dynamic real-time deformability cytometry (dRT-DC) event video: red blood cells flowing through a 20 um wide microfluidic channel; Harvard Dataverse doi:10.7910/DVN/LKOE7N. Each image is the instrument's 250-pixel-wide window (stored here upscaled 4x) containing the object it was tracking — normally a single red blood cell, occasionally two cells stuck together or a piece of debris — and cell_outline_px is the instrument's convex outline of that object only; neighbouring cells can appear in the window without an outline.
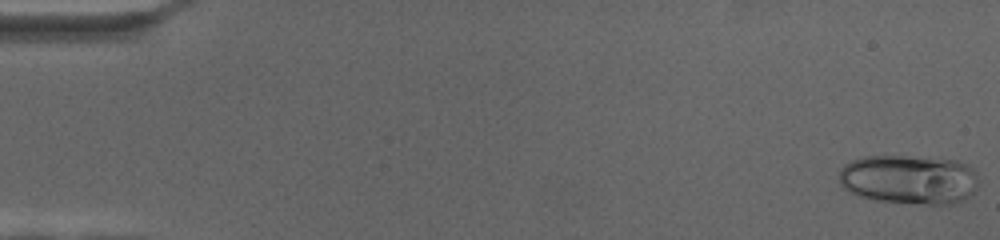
{"species": "human", "species_latin": "Homo sapiens", "temperature_condition": "cold", "stored_images_in_passage": 69, "camera_frame_rate_fps": 3000, "um_per_image_px": 0.085, "donor": {"sex": "female"}, "frame": {"image": 1, "passage_image": 1, "time_ms": 0.0, "image_size_px": [1000, 240], "cell_outline_px": [[976, 188], [964, 200], [948, 204], [928, 204], [872, 200], [856, 196], [844, 188], [840, 184], [840, 168], [844, 164], [852, 160], [864, 156], [904, 156], [956, 160], [968, 164], [976, 172]], "centroid_in_image_um": [77.24, 15.25], "position_along_channel_um": 7.8, "area_um2": 40.23}}
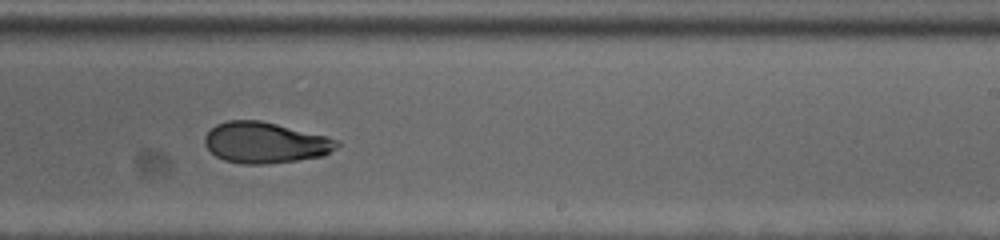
{"frame": {"image": 2, "passage_image": 43, "time_ms": 14.0, "image_size_px": [1000, 240], "cell_outline_px": [[340, 144], [336, 148], [324, 156], [296, 160], [264, 164], [244, 164], [224, 160], [216, 156], [204, 144], [204, 136], [216, 124], [228, 120], [260, 120], [328, 136], [340, 140]], "centroid_in_image_um": [22.56, 12.12], "position_along_channel_um": 266.4, "area_um2": 31.62}}
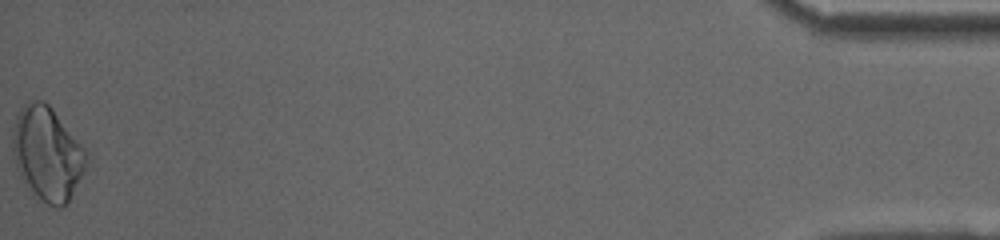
{"frame": {"image": 3, "passage_image": 69, "time_ms": 22.667, "image_size_px": [1000, 240], "cell_outline_px": [[88, 156], [84, 168], [68, 204], [60, 208], [56, 208], [48, 204], [32, 192], [24, 184], [20, 176], [16, 164], [12, 148], [12, 136], [16, 116], [20, 108], [28, 100], [44, 100], [52, 108], [88, 152]], "centroid_in_image_um": [4.01, 13.04], "position_along_channel_um": 431.2, "area_um2": 40.11}}